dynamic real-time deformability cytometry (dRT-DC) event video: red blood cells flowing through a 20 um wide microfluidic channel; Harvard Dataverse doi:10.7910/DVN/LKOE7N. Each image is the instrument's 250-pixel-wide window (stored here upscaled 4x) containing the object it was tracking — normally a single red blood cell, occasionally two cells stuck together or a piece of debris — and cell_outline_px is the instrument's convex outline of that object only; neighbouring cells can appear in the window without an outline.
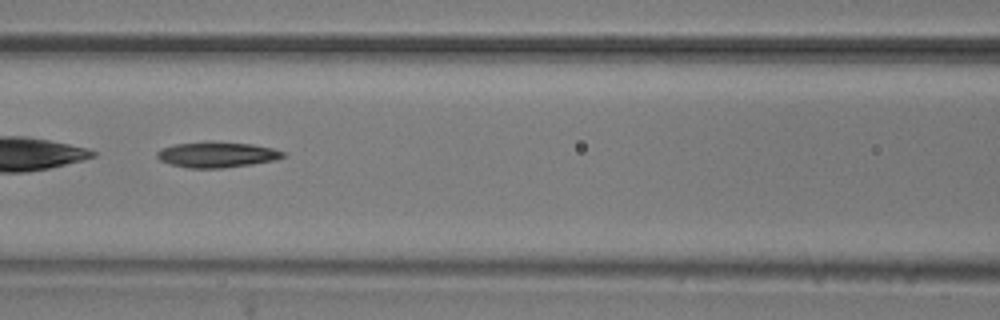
{"species": "common noctule bat (a hibernating species)", "species_latin": "Nyctalus noctula", "temperature_condition": "room temperature", "stored_images_in_passage": 34, "camera_frame_rate_fps": 3000, "um_per_image_px": 0.085, "animal": {"sex": "male", "body_mass_g": 20.5, "forearm_length_mm": 52.5}, "frame": {"image": 1, "passage_image": 10, "time_ms": 3.0, "image_size_px": [1000, 320], "cell_outline_px": [[284, 156], [276, 160], [252, 164], [220, 168], [188, 168], [172, 164], [160, 160], [156, 156], [156, 152], [160, 148], [176, 144], [208, 140], [212, 140], [252, 144], [272, 148], [284, 152]], "centroid_in_image_um": [18.41, 13.12], "position_along_channel_um": 148.2, "area_um2": 19.02}}
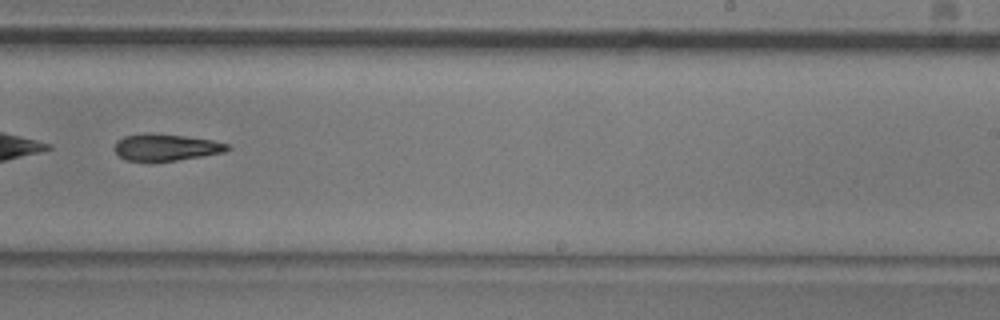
{"frame": {"image": 2, "passage_image": 20, "time_ms": 6.333, "image_size_px": [1000, 320], "cell_outline_px": [[232, 148], [224, 152], [152, 164], [148, 164], [124, 160], [116, 152], [116, 140], [124, 136], [184, 136], [212, 140], [228, 144]], "centroid_in_image_um": [14.1, 12.61], "position_along_channel_um": 274.9, "area_um2": 17.22}, "authors_computed_cell_mechanics": {"area_um2": 18.6983, "velocity_mm_per_s": 3.8084, "shape_relaxation_time_tau1_ms": 6.7655, "shape_relaxation_time_tau2_ms": 8.9083, "deformation_change_tau1": 0.1774, "deformation_change_tau2": 0.222}}